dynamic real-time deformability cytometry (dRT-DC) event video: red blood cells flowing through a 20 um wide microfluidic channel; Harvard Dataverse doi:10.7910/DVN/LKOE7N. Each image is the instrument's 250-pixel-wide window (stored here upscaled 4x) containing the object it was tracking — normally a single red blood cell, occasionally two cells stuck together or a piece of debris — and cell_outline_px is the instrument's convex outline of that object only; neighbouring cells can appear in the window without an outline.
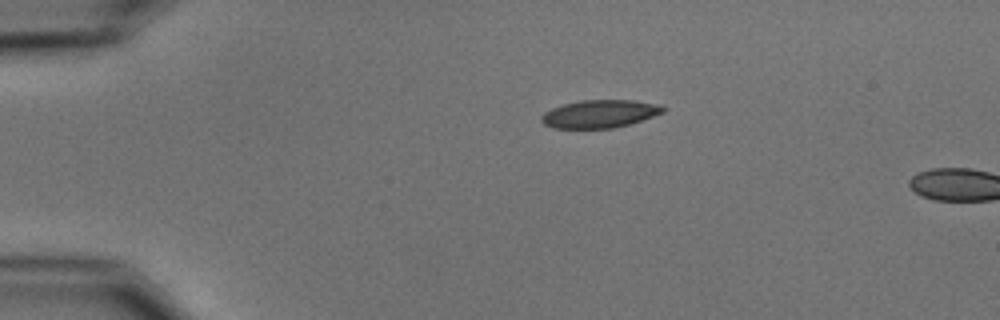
{"species": "common noctule bat (a hibernating species)", "species_latin": "Nyctalus noctula", "temperature_condition": "cold", "stored_images_in_passage": 3, "camera_frame_rate_fps": 3000, "um_per_image_px": 0.085, "animal": {"sex": "male", "body_mass_g": 15.6}, "frame": {"image": 1, "passage_image": 1, "time_ms": 0.0, "image_size_px": [1000, 320], "cell_outline_px": [[664, 112], [628, 124], [612, 128], [556, 128], [544, 124], [540, 120], [540, 116], [544, 112], [552, 108], [564, 104], [580, 100], [632, 100], [656, 104], [664, 108]], "centroid_in_image_um": [50.91, 9.67], "position_along_channel_um": 34.1, "area_um2": 19.48}}